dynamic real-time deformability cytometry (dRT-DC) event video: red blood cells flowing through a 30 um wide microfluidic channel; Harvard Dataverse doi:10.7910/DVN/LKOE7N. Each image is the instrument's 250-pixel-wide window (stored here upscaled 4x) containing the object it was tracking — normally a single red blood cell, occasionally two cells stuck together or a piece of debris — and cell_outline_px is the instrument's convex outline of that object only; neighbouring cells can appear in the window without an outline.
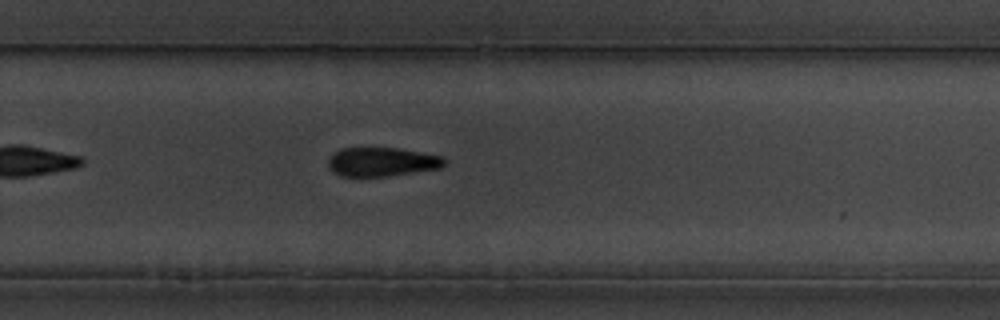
{"species": "common noctule bat (a hibernating species)", "species_latin": "Nyctalus noctula", "temperature_condition": "cold", "stored_images_in_passage": 42, "camera_frame_rate_fps": 3000, "um_per_image_px": 0.085, "animal": {"sex": "male", "body_mass_g": 19.5, "forearm_length_mm": 54.6}, "frame": {"image": 1, "passage_image": 24, "time_ms": 7.667, "image_size_px": [1000, 320], "cell_outline_px": [[440, 160], [436, 164], [416, 168], [384, 172], [348, 172], [336, 168], [336, 156], [344, 152], [400, 152], [432, 156]], "centroid_in_image_um": [32.46, 13.73], "position_along_channel_um": 297.3, "area_um2": 12.31}}
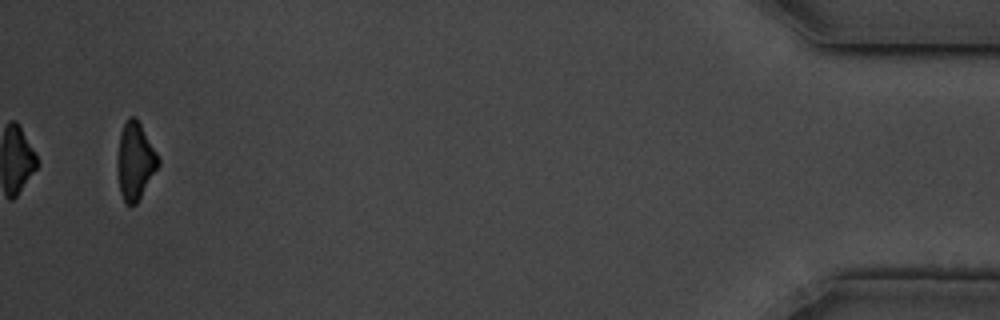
{"frame": {"image": 2, "passage_image": 42, "time_ms": 13.667, "image_size_px": [1000, 320], "cell_outline_px": [[156, 164], [136, 200], [132, 204], [128, 204], [124, 196], [120, 180], [120, 144], [128, 120], [136, 120], [156, 156]], "centroid_in_image_um": [11.48, 13.7], "position_along_channel_um": 423.7, "area_um2": 14.74}, "authors_computed_cell_mechanics": {"area_um2": 12.6004, "velocity_mm_per_s": 3.419, "shape_relaxation_time_tau1_ms": 5.564, "shape_relaxation_time_tau2_ms": null, "deformation_change_tau1": 0.2276, "deformation_change_tau2": null}}